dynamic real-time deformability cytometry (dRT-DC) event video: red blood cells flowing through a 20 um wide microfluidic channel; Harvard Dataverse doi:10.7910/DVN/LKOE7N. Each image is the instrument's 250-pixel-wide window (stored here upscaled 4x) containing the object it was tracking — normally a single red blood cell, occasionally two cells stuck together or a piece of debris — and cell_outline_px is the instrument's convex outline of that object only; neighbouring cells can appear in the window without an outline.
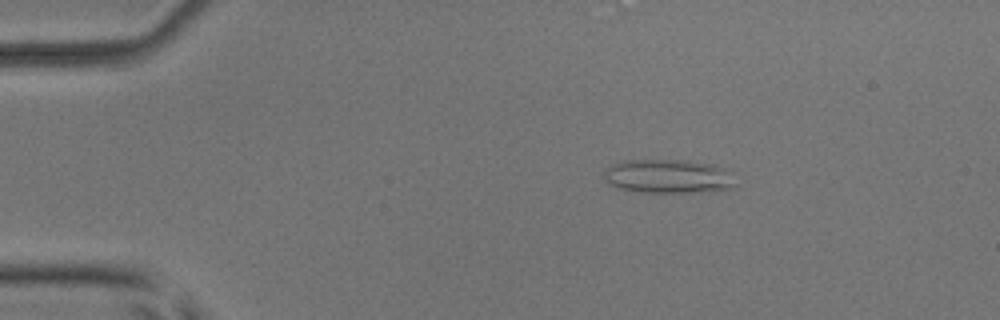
{"species": "common noctule bat (a hibernating species)", "species_latin": "Nyctalus noctula", "temperature_condition": "room temperature", "stored_images_in_passage": 6, "camera_frame_rate_fps": 3000, "um_per_image_px": 0.085, "animal": {"sex": "male", "body_mass_g": 17.9, "forearm_length_mm": 54.2}, "frame": {"image": 1, "passage_image": 3, "time_ms": 2.333, "image_size_px": [1000, 320], "cell_outline_px": [[736, 184], [732, 188], [688, 192], [644, 192], [620, 188], [604, 180], [604, 172], [612, 164], [620, 160], [688, 160], [712, 164], [720, 168]], "centroid_in_image_um": [56.7, 14.97], "position_along_channel_um": 28.3, "area_um2": 25.32}}
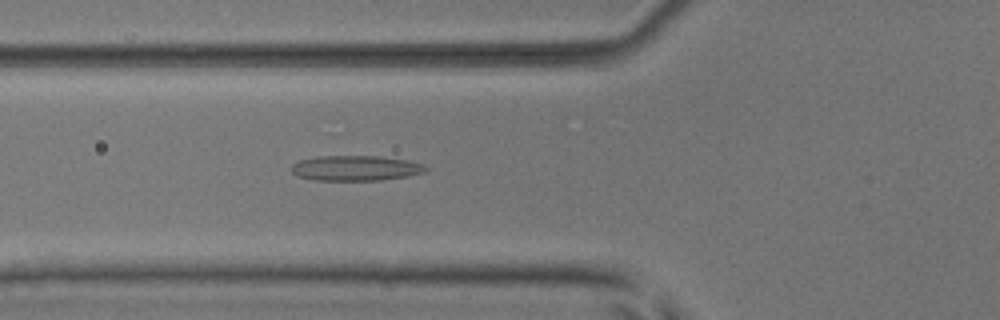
{"frame": {"image": 2, "passage_image": 6, "time_ms": 5.667, "image_size_px": [1000, 320], "cell_outline_px": [[428, 168], [424, 172], [408, 176], [380, 180], [316, 180], [296, 176], [292, 172], [292, 164], [300, 160], [316, 156], [380, 156], [408, 160], [420, 164]], "centroid_in_image_um": [30.2, 14.29], "position_along_channel_um": 95.6, "area_um2": 19.65}}